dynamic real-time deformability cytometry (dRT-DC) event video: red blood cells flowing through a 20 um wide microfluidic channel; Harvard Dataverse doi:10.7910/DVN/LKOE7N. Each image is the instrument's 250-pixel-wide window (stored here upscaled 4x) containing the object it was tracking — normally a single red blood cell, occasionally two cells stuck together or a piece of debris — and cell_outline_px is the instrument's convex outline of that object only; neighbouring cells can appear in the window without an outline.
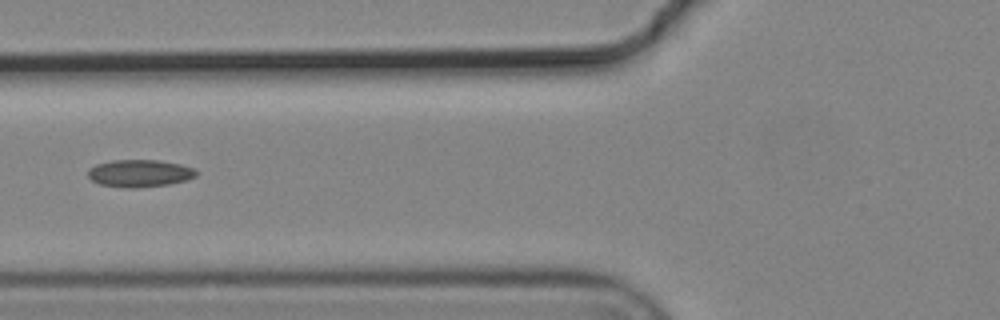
{"species": "common noctule bat (a hibernating species)", "species_latin": "Nyctalus noctula", "temperature_condition": "cold", "stored_images_in_passage": 9, "segment_of_instrument_passage": [2, 2], "camera_frame_rate_fps": 3000, "um_per_image_px": 0.085, "animal": {"sex": "male", "body_mass_g": 19.2, "forearm_length_mm": 51.8}, "frame": {"image": 1, "passage_image": 6, "time_ms": 1.667, "image_size_px": [1000, 320], "cell_outline_px": [[196, 176], [184, 180], [168, 184], [136, 188], [124, 188], [100, 184], [92, 180], [88, 176], [88, 168], [96, 164], [112, 160], [160, 160], [180, 164], [196, 168]], "centroid_in_image_um": [11.85, 14.72], "position_along_channel_um": 114.0, "area_um2": 17.28}}
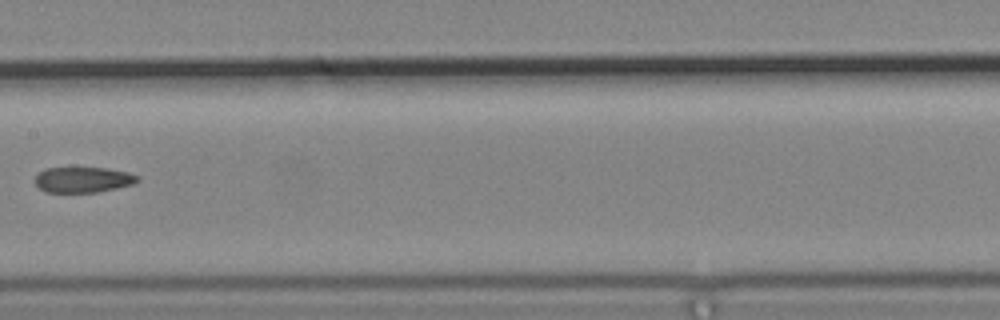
{"frame": {"image": 2, "passage_image": 8, "time_ms": 2.333, "image_size_px": [1000, 320], "cell_outline_px": [[140, 180], [136, 184], [96, 192], [44, 192], [36, 184], [36, 176], [44, 168], [108, 168], [128, 172], [140, 176]], "centroid_in_image_um": [7.12, 15.27], "position_along_channel_um": 200.3, "area_um2": 15.32}}
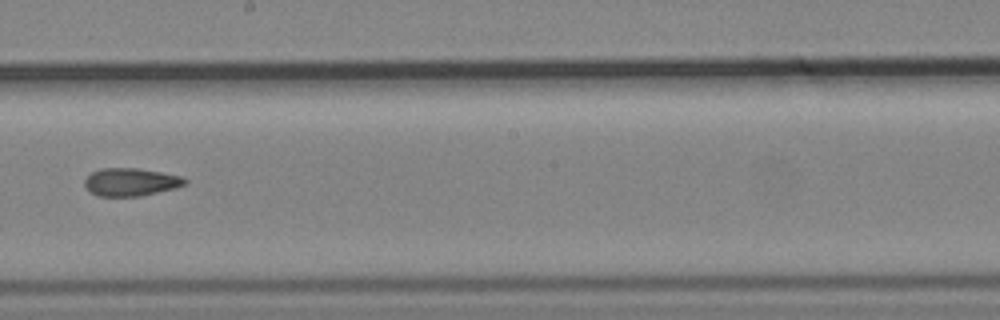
{"frame": {"image": 3, "passage_image": 9, "time_ms": 2.667, "image_size_px": [1000, 320], "cell_outline_px": [[188, 180], [184, 184], [176, 188], [140, 196], [96, 196], [88, 192], [84, 184], [84, 180], [92, 172], [100, 168], [136, 168], [160, 172], [180, 176]], "centroid_in_image_um": [11.07, 15.48], "position_along_channel_um": 237.1, "area_um2": 16.3}}